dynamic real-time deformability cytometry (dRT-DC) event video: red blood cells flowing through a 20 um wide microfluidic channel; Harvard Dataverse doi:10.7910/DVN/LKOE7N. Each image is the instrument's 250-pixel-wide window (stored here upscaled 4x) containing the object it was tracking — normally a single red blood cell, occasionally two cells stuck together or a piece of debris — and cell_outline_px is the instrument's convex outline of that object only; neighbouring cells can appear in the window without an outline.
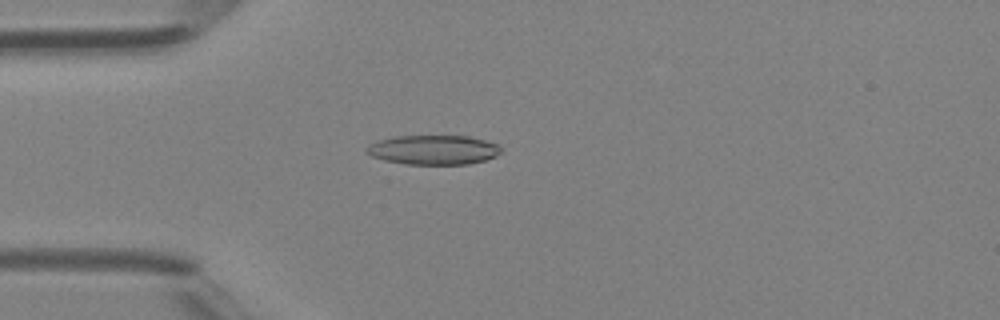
{"species": "Egyptian fruit bat (a non-hibernating species)", "species_latin": "Rousettus aegyptiacus", "temperature_condition": "room temperature", "stored_images_in_passage": 39, "camera_frame_rate_fps": 3000, "um_per_image_px": 0.085, "animal": {"sex": "female"}, "frame": {"image": 1, "passage_image": 5, "time_ms": 1.333, "image_size_px": [1000, 320], "cell_outline_px": [[500, 152], [496, 156], [484, 160], [468, 164], [404, 164], [384, 160], [372, 156], [364, 152], [364, 148], [368, 144], [392, 136], [468, 136], [500, 144]], "centroid_in_image_um": [36.8, 12.73], "position_along_channel_um": 48.2, "area_um2": 23.18}}
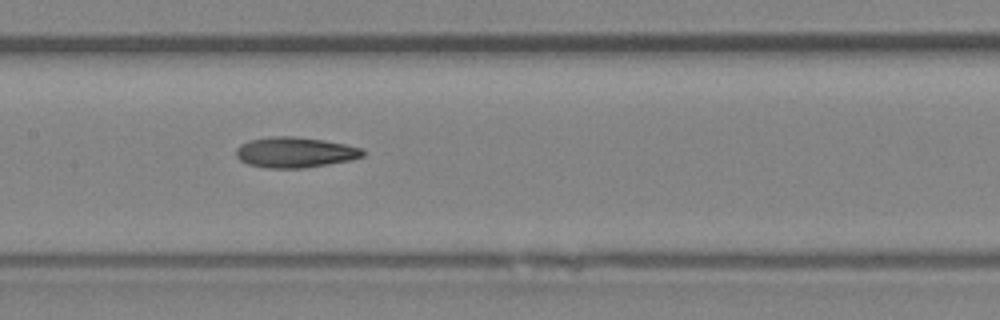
{"frame": {"image": 2, "passage_image": 15, "time_ms": 4.667, "image_size_px": [1000, 320], "cell_outline_px": [[364, 156], [352, 160], [304, 168], [268, 168], [248, 164], [240, 160], [236, 156], [236, 148], [240, 144], [248, 140], [268, 136], [292, 136], [324, 140], [344, 144], [360, 148], [364, 152]], "centroid_in_image_um": [25.04, 12.94], "position_along_channel_um": 182.4, "area_um2": 22.6}}
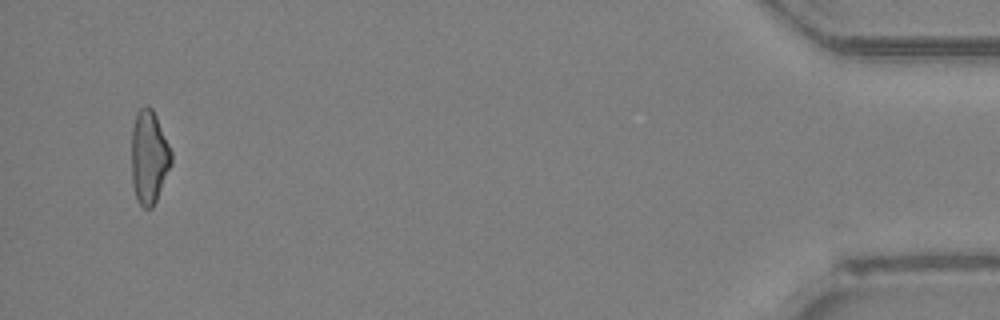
{"frame": {"image": 3, "passage_image": 37, "time_ms": 12.0, "image_size_px": [1000, 320], "cell_outline_px": [[172, 164], [156, 200], [152, 208], [144, 208], [136, 200], [132, 184], [132, 128], [136, 112], [144, 104], [148, 104], [152, 108], [156, 116], [172, 152]], "centroid_in_image_um": [12.66, 13.34], "position_along_channel_um": 422.5, "area_um2": 21.79}, "authors_computed_cell_mechanics": {"area_um2": 22.3108, "velocity_mm_per_s": 4.4289, "shape_relaxation_time_tau1_ms": null, "shape_relaxation_time_tau2_ms": 8.9719, "deformation_change_tau1": null, "deformation_change_tau2": 0.2154}}